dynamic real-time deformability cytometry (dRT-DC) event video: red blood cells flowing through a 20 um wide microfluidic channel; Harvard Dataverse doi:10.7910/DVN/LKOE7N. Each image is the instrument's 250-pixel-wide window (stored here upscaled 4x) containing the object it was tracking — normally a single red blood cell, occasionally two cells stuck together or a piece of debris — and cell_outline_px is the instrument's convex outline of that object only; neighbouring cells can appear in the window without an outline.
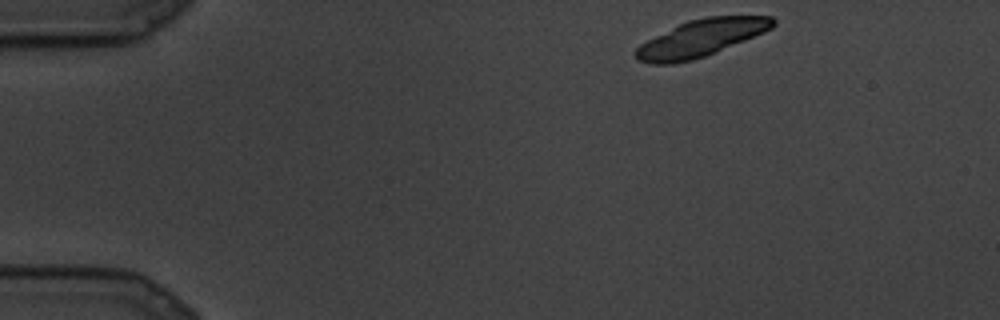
{"species": "common noctule bat (a hibernating species)", "species_latin": "Nyctalus noctula", "temperature_condition": "cold", "stored_images_in_passage": 24, "camera_frame_rate_fps": 3000, "um_per_image_px": 0.085, "animal": {"sex": "male", "body_mass_g": 19.5, "forearm_length_mm": 54.6}, "frame": {"image": 1, "passage_image": 1, "time_ms": 0.0, "image_size_px": [1000, 320], "cell_outline_px": [[776, 24], [772, 28], [764, 32], [716, 52], [692, 60], [672, 64], [652, 64], [636, 60], [632, 52], [640, 44], [688, 20], [704, 16], [772, 16], [776, 20]], "centroid_in_image_um": [59.57, 3.24], "position_along_channel_um": 25.4, "area_um2": 29.42}}
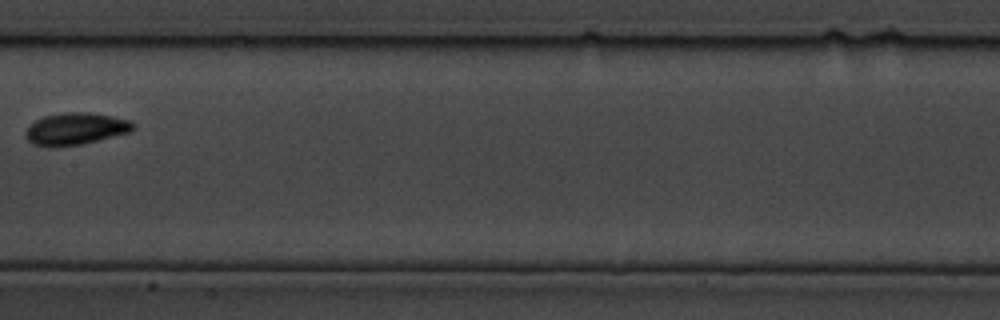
{"frame": {"image": 2, "passage_image": 11, "time_ms": 3.333, "image_size_px": [1000, 320], "cell_outline_px": [[136, 128], [132, 132], [80, 144], [52, 148], [48, 148], [36, 144], [28, 140], [24, 132], [28, 124], [44, 116], [72, 112], [88, 112], [112, 116], [132, 120], [136, 124]], "centroid_in_image_um": [6.45, 10.95], "position_along_channel_um": 200.9, "area_um2": 20.29}}
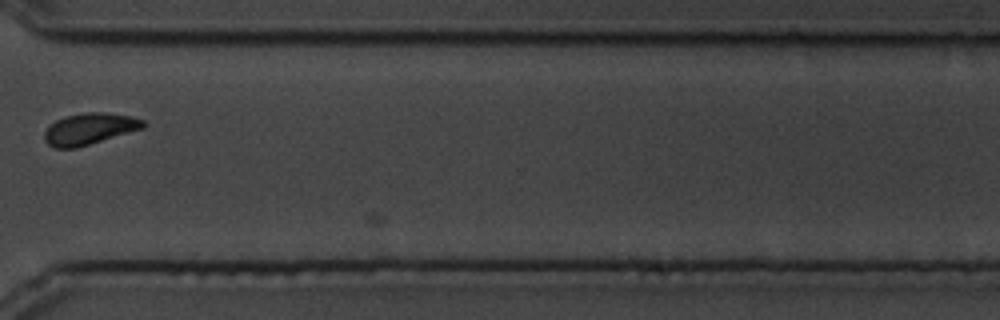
{"frame": {"image": 3, "passage_image": 17, "time_ms": 5.333, "image_size_px": [1000, 320], "cell_outline_px": [[144, 128], [76, 148], [56, 148], [48, 144], [44, 140], [44, 132], [56, 120], [64, 116], [84, 112], [104, 112], [132, 116], [144, 120]], "centroid_in_image_um": [7.6, 10.94], "position_along_channel_um": 363.0, "area_um2": 18.03}}